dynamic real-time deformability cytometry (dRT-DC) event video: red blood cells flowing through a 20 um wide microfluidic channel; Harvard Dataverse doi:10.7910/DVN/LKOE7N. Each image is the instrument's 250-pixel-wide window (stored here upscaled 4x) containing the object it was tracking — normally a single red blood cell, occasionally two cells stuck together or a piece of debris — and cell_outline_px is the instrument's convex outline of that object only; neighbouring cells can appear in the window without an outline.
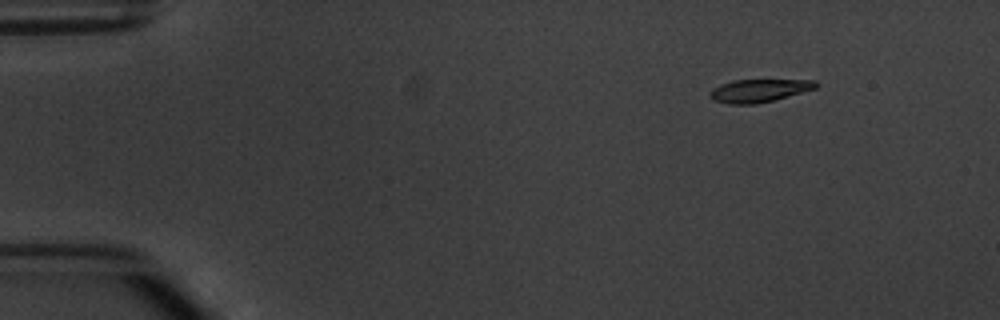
{"species": "common noctule bat (a hibernating species)", "species_latin": "Nyctalus noctula", "temperature_condition": "warm", "stored_images_in_passage": 4, "camera_frame_rate_fps": 3000, "um_per_image_px": 0.085, "animal": {"sex": "male", "body_mass_g": 20.1, "forearm_length_mm": 53.5}, "frame": {"image": 1, "passage_image": 2, "time_ms": 1.0, "image_size_px": [1000, 320], "cell_outline_px": [[820, 84], [816, 88], [772, 100], [756, 104], [728, 104], [716, 100], [708, 96], [708, 92], [712, 88], [720, 84], [732, 80], [816, 80]], "centroid_in_image_um": [64.48, 7.69], "position_along_channel_um": 20.5, "area_um2": 14.1}}